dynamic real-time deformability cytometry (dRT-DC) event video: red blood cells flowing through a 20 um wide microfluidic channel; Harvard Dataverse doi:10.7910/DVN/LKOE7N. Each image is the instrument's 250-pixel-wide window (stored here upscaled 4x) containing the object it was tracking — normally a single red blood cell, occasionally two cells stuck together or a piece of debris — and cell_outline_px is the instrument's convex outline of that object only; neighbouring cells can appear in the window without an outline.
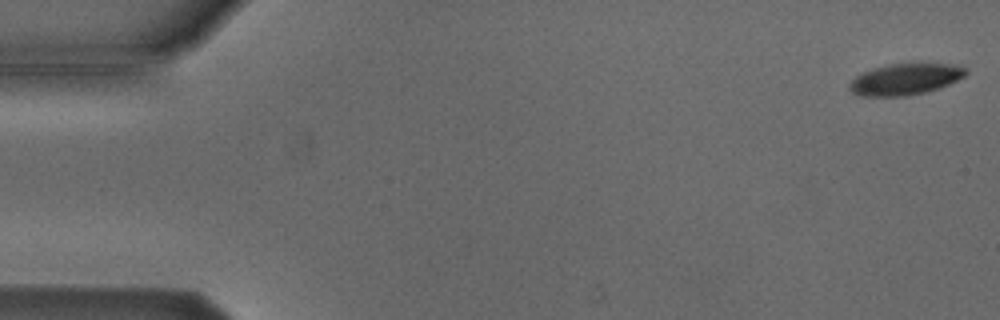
{"species": "Egyptian fruit bat (a non-hibernating species)", "species_latin": "Rousettus aegyptiacus", "temperature_condition": "cold", "stored_images_in_passage": 15, "camera_frame_rate_fps": 3000, "um_per_image_px": 0.085, "animal": {"sex": "male"}, "frame": {"image": 1, "passage_image": 1, "time_ms": 0.0, "image_size_px": [1000, 320], "cell_outline_px": [[968, 72], [964, 76], [948, 84], [924, 92], [900, 96], [864, 96], [852, 92], [848, 88], [848, 84], [856, 76], [864, 72], [888, 64], [964, 64]], "centroid_in_image_um": [76.96, 6.72], "position_along_channel_um": 8.0, "area_um2": 20.87}}
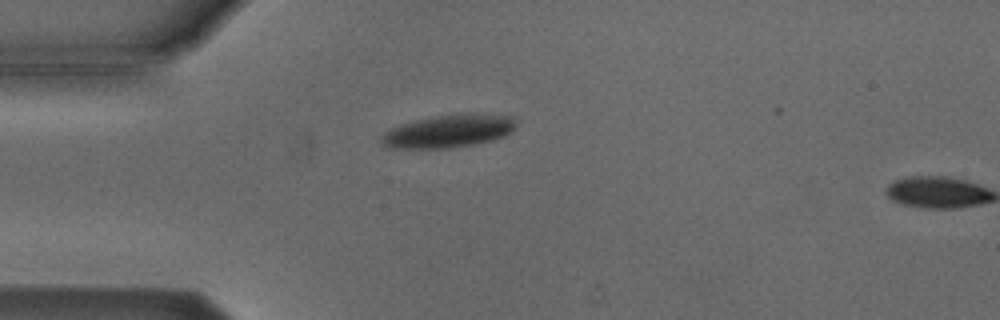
{"frame": {"image": 2, "passage_image": 14, "time_ms": 4.333, "image_size_px": [1000, 320], "cell_outline_px": [[516, 124], [508, 132], [500, 136], [488, 140], [472, 144], [448, 148], [388, 148], [380, 144], [380, 136], [384, 132], [400, 124], [416, 120], [436, 116], [464, 112], [468, 112], [512, 116]], "centroid_in_image_um": [38.04, 11.13], "position_along_channel_um": 47.0, "area_um2": 25.61}}